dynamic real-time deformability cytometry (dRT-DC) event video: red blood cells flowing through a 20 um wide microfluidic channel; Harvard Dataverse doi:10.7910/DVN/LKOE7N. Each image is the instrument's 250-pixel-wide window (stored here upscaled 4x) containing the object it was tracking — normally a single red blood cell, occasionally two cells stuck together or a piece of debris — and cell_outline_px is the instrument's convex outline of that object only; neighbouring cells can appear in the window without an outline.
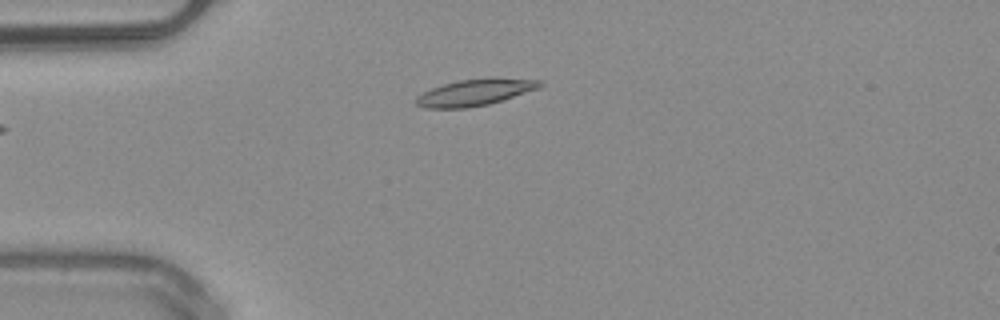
{"species": "common noctule bat (a hibernating species)", "species_latin": "Nyctalus noctula", "temperature_condition": "warm", "stored_images_in_passage": 38, "camera_frame_rate_fps": 3000, "um_per_image_px": 0.085, "animal": {"sex": "male", "body_mass_g": 20.4}, "frame": {"image": 1, "passage_image": 1, "time_ms": 0.0, "image_size_px": [1000, 320], "cell_outline_px": [[544, 84], [540, 88], [488, 104], [468, 108], [424, 108], [416, 104], [416, 96], [432, 88], [444, 84], [460, 80], [492, 76], [496, 76], [544, 80]], "centroid_in_image_um": [40.45, 7.82], "position_along_channel_um": 44.5, "area_um2": 19.48}}